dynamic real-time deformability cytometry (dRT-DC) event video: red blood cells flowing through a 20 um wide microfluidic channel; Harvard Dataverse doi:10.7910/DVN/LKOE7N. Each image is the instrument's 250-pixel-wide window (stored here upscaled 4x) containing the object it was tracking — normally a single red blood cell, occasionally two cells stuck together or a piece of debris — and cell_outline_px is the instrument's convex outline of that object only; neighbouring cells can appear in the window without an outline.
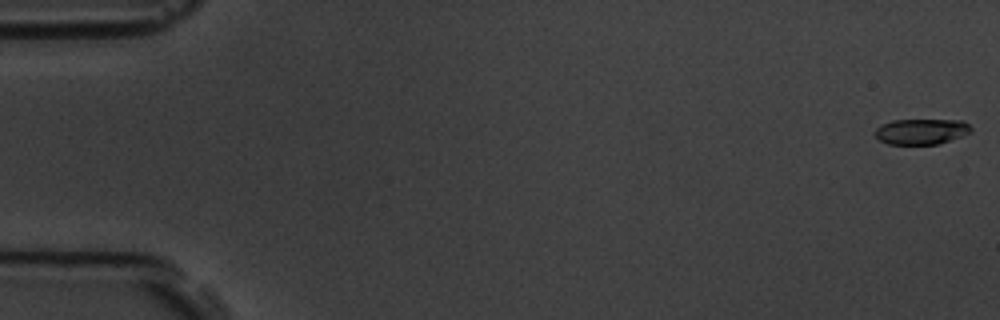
{"species": "common noctule bat (a hibernating species)", "species_latin": "Nyctalus noctula", "temperature_condition": "room temperature", "stored_images_in_passage": 6, "camera_frame_rate_fps": 3000, "um_per_image_px": 0.085, "animal": {"sex": "male", "body_mass_g": 19.5, "forearm_length_mm": 54.6}, "frame": {"image": 1, "passage_image": 1, "time_ms": 0.0, "image_size_px": [1000, 320], "cell_outline_px": [[972, 132], [936, 144], [888, 144], [880, 140], [872, 132], [880, 124], [892, 120], [964, 120], [972, 128]], "centroid_in_image_um": [78.28, 11.16], "position_along_channel_um": 6.7, "area_um2": 14.33}}
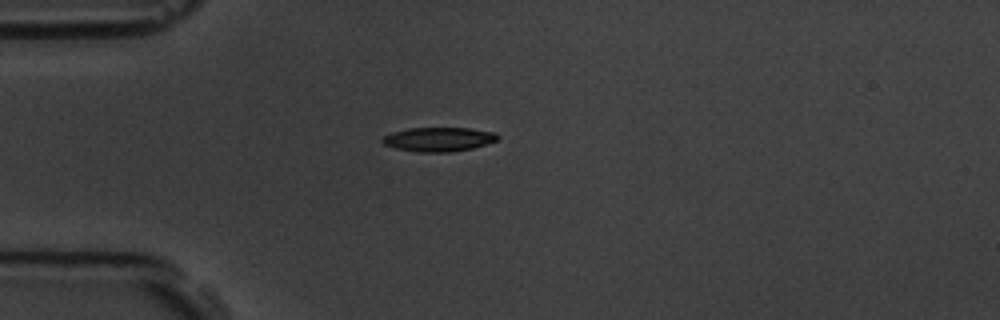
{"frame": {"image": 2, "passage_image": 5, "time_ms": 4.667, "image_size_px": [1000, 320], "cell_outline_px": [[500, 136], [496, 140], [472, 148], [448, 152], [420, 152], [396, 148], [384, 144], [380, 140], [384, 136], [392, 132], [408, 128], [468, 128], [496, 132]], "centroid_in_image_um": [37.27, 11.83], "position_along_channel_um": 47.7, "area_um2": 16.07}}